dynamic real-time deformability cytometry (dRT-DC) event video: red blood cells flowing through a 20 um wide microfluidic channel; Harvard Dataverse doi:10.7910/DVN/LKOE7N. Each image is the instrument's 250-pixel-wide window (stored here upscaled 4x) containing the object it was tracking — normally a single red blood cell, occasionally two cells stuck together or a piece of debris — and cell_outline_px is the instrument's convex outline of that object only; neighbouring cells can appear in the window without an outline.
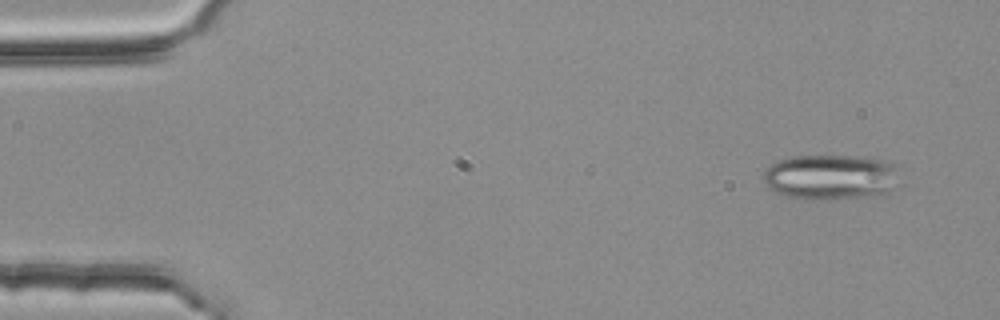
{"species": "common noctule bat (a hibernating species)", "species_latin": "Nyctalus noctula", "temperature_condition": "room temperature", "stored_images_in_passage": 5, "segment_of_instrument_passage": [1, 2], "camera_frame_rate_fps": 3000, "um_per_image_px": 0.085, "animal": {"sex": "female", "body_mass_g": 25.1}, "frame": {"image": 1, "passage_image": 1, "time_ms": 0.0, "image_size_px": [1000, 320], "cell_outline_px": [[896, 168], [888, 196], [812, 200], [804, 200], [788, 196], [776, 192], [768, 188], [764, 184], [764, 172], [776, 160], [792, 156], [856, 156], [884, 160], [896, 164]], "centroid_in_image_um": [70.57, 15.06], "position_along_channel_um": 14.4, "area_um2": 36.07}}